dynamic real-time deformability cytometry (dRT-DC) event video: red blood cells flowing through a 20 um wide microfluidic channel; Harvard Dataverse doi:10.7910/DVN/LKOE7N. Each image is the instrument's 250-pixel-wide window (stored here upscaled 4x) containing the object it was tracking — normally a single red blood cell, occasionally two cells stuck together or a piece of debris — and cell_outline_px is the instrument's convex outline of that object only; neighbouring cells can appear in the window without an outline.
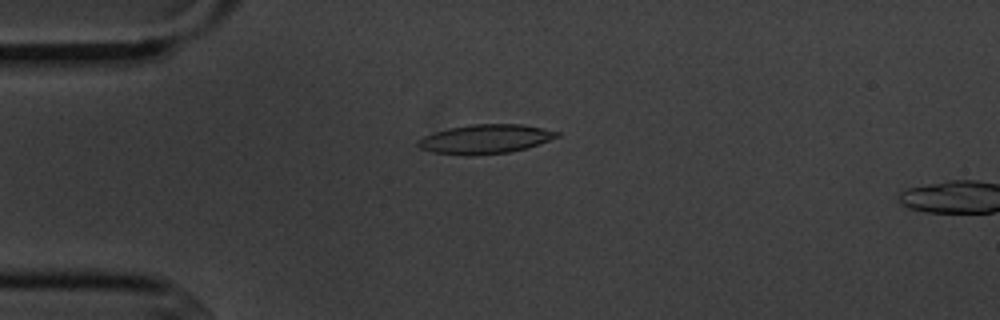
{"species": "common noctule bat (a hibernating species)", "species_latin": "Nyctalus noctula", "temperature_condition": "cold", "stored_images_in_passage": 5, "camera_frame_rate_fps": 3000, "um_per_image_px": 0.085, "animal": {"sex": "male", "body_mass_g": 20.1, "forearm_length_mm": 53.5}, "frame": {"image": 1, "passage_image": 4, "time_ms": 3.667, "image_size_px": [1000, 320], "cell_outline_px": [[560, 136], [528, 148], [508, 152], [472, 156], [464, 156], [432, 152], [420, 148], [416, 144], [416, 140], [424, 136], [448, 128], [472, 124], [520, 124], [544, 128], [560, 132]], "centroid_in_image_um": [41.24, 11.83], "position_along_channel_um": 43.8, "area_um2": 23.81}}